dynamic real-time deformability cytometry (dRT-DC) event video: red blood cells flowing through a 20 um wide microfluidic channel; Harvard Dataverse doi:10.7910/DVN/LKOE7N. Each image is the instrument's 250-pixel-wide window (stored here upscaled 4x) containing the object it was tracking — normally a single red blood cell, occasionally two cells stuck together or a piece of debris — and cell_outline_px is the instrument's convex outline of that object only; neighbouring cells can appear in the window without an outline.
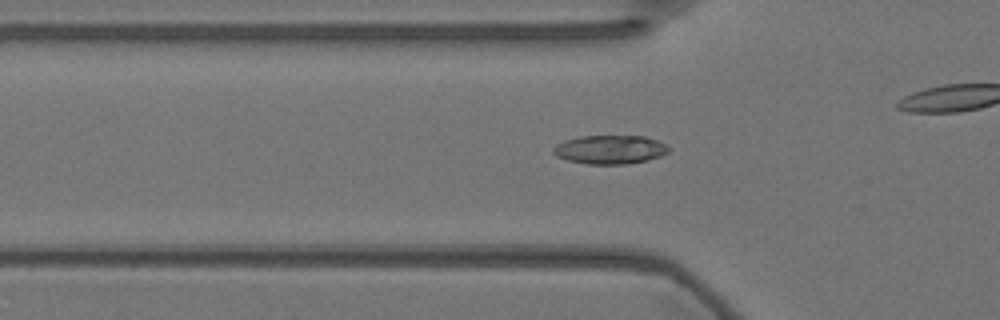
{"species": "Egyptian fruit bat (a non-hibernating species)", "species_latin": "Rousettus aegyptiacus", "temperature_condition": "warm", "stored_images_in_passage": 55, "camera_frame_rate_fps": 3000, "um_per_image_px": 0.085, "animal": {"sex": "female"}, "frame": {"image": 1, "passage_image": 16, "time_ms": 5.0, "image_size_px": [1000, 320], "cell_outline_px": [[672, 148], [668, 152], [660, 156], [628, 164], [588, 164], [568, 160], [556, 156], [552, 152], [552, 148], [556, 144], [564, 140], [580, 136], [644, 136], [656, 140]], "centroid_in_image_um": [51.82, 12.71], "position_along_channel_um": 74.0, "area_um2": 19.31}}
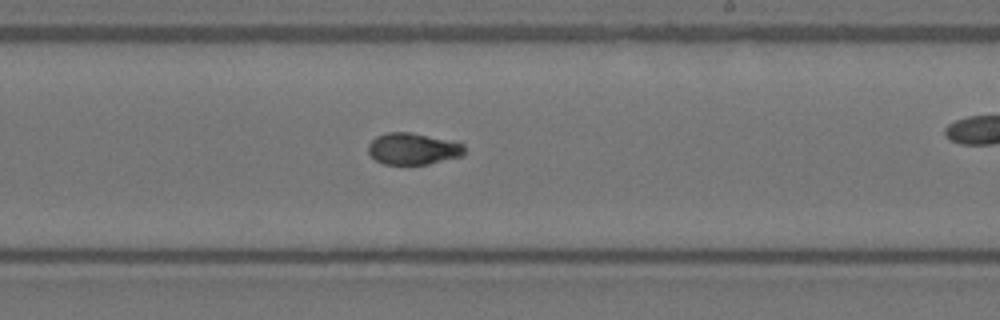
{"frame": {"image": 2, "passage_image": 31, "time_ms": 10.0, "image_size_px": [1000, 320], "cell_outline_px": [[464, 156], [428, 164], [384, 164], [376, 160], [368, 152], [368, 144], [376, 136], [388, 132], [408, 132], [456, 140], [464, 144]], "centroid_in_image_um": [35.15, 12.64], "position_along_channel_um": 253.9, "area_um2": 17.98}}
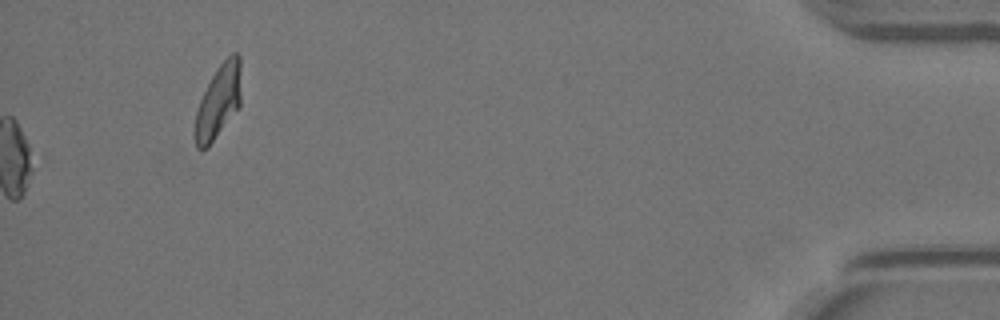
{"frame": {"image": 3, "passage_image": 55, "time_ms": 18.0, "image_size_px": [1000, 320], "cell_outline_px": [[240, 104], [208, 148], [200, 152], [196, 148], [192, 136], [196, 112], [200, 100], [216, 68], [232, 52], [236, 52], [240, 56]], "centroid_in_image_um": [18.51, 8.69], "position_along_channel_um": 416.7, "area_um2": 19.88}, "authors_computed_cell_mechanics": {"area_um2": 18.785, "velocity_mm_per_s": 3.5835, "shape_relaxation_time_tau1_ms": 3.6225, "shape_relaxation_time_tau2_ms": null, "deformation_change_tau1": 0.0948, "deformation_change_tau2": null}}